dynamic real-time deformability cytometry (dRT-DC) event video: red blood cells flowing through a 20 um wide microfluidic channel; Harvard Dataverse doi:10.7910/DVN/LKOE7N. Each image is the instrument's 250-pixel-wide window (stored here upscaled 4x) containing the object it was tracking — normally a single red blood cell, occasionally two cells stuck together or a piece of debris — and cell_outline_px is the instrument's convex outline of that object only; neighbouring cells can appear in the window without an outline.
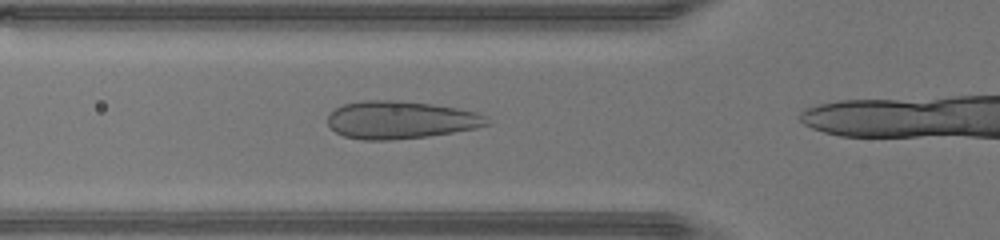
{"species": "human", "species_latin": "Homo sapiens", "temperature_condition": "warm", "stored_images_in_passage": 15, "camera_frame_rate_fps": 3000, "um_per_image_px": 0.085, "donor": {"sex": "male"}, "frame": {"image": 1, "passage_image": 11, "time_ms": 3.333, "image_size_px": [1000, 240], "cell_outline_px": [[492, 124], [476, 128], [428, 136], [388, 140], [364, 140], [344, 136], [336, 132], [328, 124], [328, 116], [336, 108], [344, 104], [364, 100], [400, 100], [432, 104], [456, 108], [476, 112], [488, 116]], "centroid_in_image_um": [34.08, 10.19], "position_along_channel_um": 91.7, "area_um2": 35.03}}
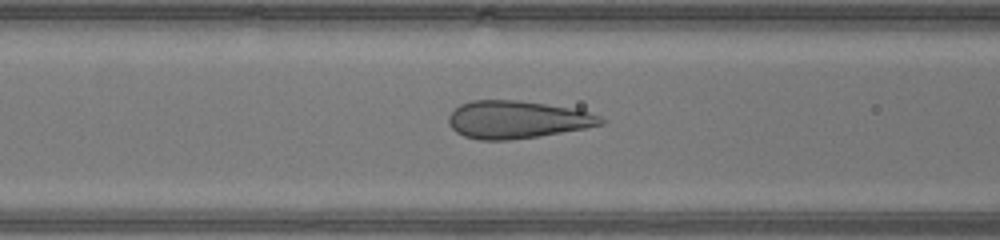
{"frame": {"image": 2, "passage_image": 13, "time_ms": 4.0, "image_size_px": [1000, 240], "cell_outline_px": [[608, 120], [604, 124], [584, 128], [540, 136], [508, 140], [480, 140], [464, 136], [456, 132], [448, 124], [448, 116], [460, 104], [472, 100], [520, 100], [568, 108], [588, 112], [600, 116]], "centroid_in_image_um": [43.93, 10.17], "position_along_channel_um": 122.7, "area_um2": 33.29}}